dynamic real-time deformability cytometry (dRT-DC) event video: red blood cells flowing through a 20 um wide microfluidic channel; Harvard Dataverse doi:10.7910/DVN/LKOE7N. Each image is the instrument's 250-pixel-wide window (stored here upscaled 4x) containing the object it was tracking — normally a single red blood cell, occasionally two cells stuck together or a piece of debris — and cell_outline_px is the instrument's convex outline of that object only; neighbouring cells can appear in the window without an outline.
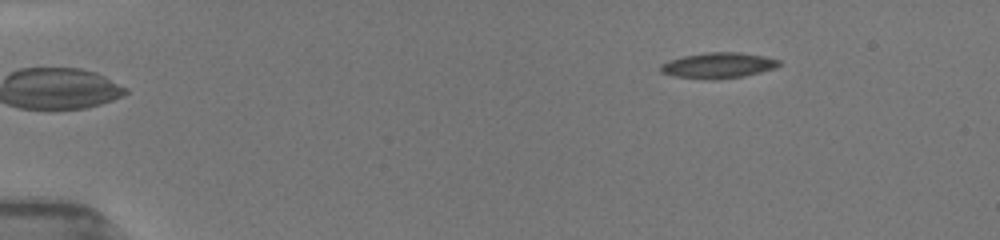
{"species": "common noctule bat (a hibernating species)", "species_latin": "Nyctalus noctula", "temperature_condition": "room temperature", "stored_images_in_passage": 11, "camera_frame_rate_fps": 3000, "um_per_image_px": 0.085, "animal": {"sex": "female", "body_mass_g": 19.5, "forearm_length_mm": 54.1}, "frame": {"image": 1, "passage_image": 1, "time_ms": 0.0, "image_size_px": [1000, 240], "cell_outline_px": [[780, 64], [776, 68], [744, 76], [716, 80], [708, 80], [672, 76], [660, 72], [660, 64], [668, 60], [684, 56], [704, 52], [740, 52], [764, 56], [780, 60]], "centroid_in_image_um": [61.02, 5.56], "position_along_channel_um": 24.0, "area_um2": 17.98}}
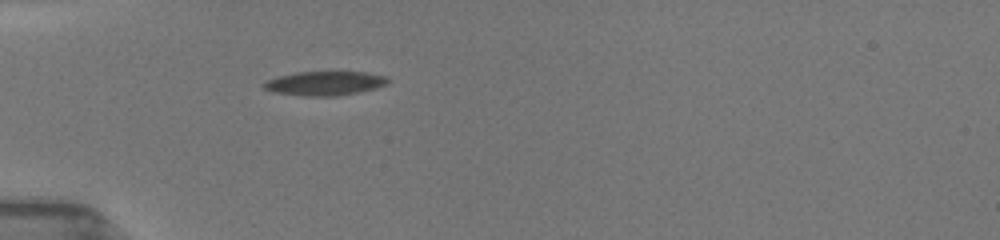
{"frame": {"image": 2, "passage_image": 5, "time_ms": 3.0, "image_size_px": [1000, 240], "cell_outline_px": [[388, 84], [376, 88], [336, 96], [300, 96], [272, 92], [264, 88], [260, 84], [264, 80], [276, 76], [296, 72], [368, 72], [388, 76]], "centroid_in_image_um": [27.55, 7.08], "position_along_channel_um": 57.5, "area_um2": 17.74}}
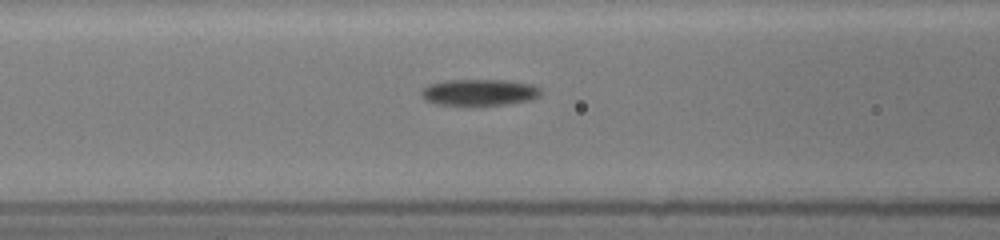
{"frame": {"image": 3, "passage_image": 10, "time_ms": 5.0, "image_size_px": [1000, 240], "cell_outline_px": [[544, 92], [540, 96], [532, 100], [508, 104], [468, 108], [436, 104], [424, 100], [420, 92], [428, 84], [448, 80], [504, 80], [532, 84], [540, 88]], "centroid_in_image_um": [40.75, 7.9], "position_along_channel_um": 125.9, "area_um2": 19.36}}